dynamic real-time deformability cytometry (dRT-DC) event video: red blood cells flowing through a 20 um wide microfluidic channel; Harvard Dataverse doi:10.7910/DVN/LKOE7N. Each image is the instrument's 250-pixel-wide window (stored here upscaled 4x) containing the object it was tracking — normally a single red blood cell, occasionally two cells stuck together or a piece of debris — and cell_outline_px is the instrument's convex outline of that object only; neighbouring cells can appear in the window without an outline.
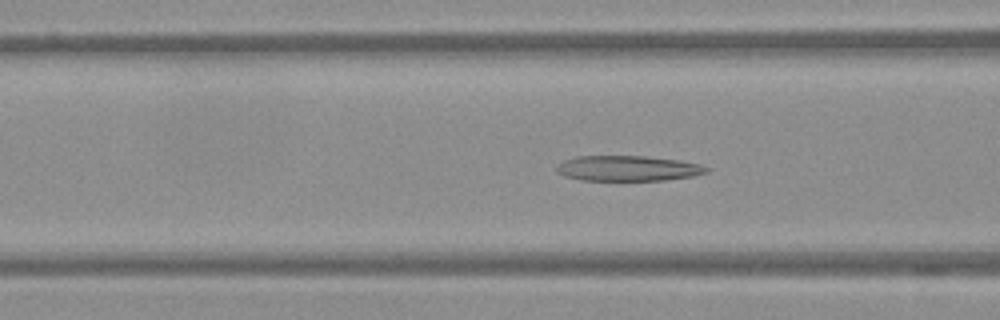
{"species": "Egyptian fruit bat (a non-hibernating species)", "species_latin": "Rousettus aegyptiacus", "temperature_condition": "warm", "stored_images_in_passage": 39, "camera_frame_rate_fps": 3000, "um_per_image_px": 0.085, "frame": {"image": 1, "passage_image": 6, "time_ms": 1.667, "image_size_px": [1000, 320], "cell_outline_px": [[712, 168], [708, 172], [692, 176], [664, 180], [580, 180], [564, 176], [556, 172], [556, 164], [564, 160], [576, 156], [644, 156], [676, 160], [700, 164]], "centroid_in_image_um": [53.34, 14.31], "position_along_channel_um": 113.3, "area_um2": 22.2}}
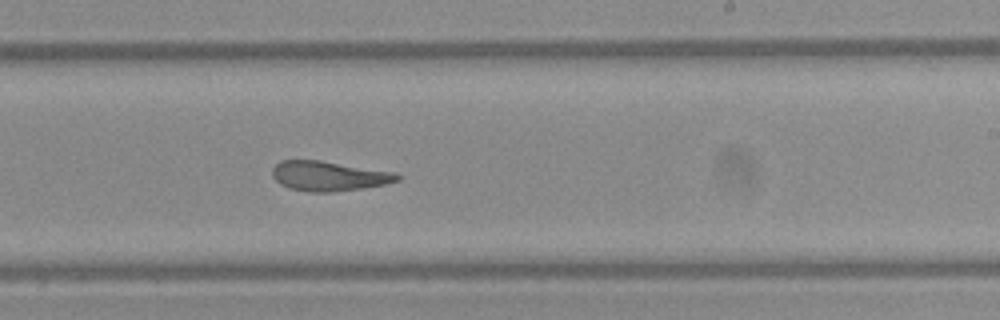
{"frame": {"image": 2, "passage_image": 18, "time_ms": 5.667, "image_size_px": [1000, 320], "cell_outline_px": [[400, 180], [384, 184], [360, 188], [332, 192], [308, 192], [288, 188], [280, 184], [272, 176], [272, 168], [280, 160], [320, 160], [396, 172], [400, 176]], "centroid_in_image_um": [27.92, 14.96], "position_along_channel_um": 261.1, "area_um2": 21.73}}
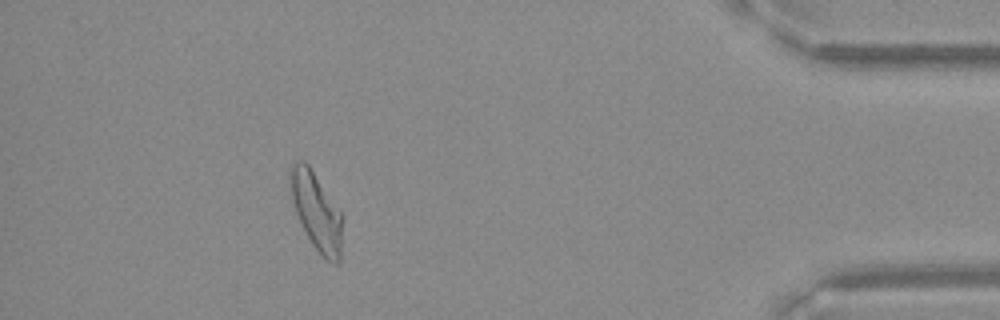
{"frame": {"image": 3, "passage_image": 34, "time_ms": 11.0, "image_size_px": [1000, 320], "cell_outline_px": [[344, 216], [340, 260], [336, 264], [332, 264], [312, 244], [296, 212], [292, 200], [288, 172], [292, 164], [296, 160], [304, 160], [308, 164], [340, 208]], "centroid_in_image_um": [26.93, 17.92], "position_along_channel_um": 408.3, "area_um2": 23.87}}